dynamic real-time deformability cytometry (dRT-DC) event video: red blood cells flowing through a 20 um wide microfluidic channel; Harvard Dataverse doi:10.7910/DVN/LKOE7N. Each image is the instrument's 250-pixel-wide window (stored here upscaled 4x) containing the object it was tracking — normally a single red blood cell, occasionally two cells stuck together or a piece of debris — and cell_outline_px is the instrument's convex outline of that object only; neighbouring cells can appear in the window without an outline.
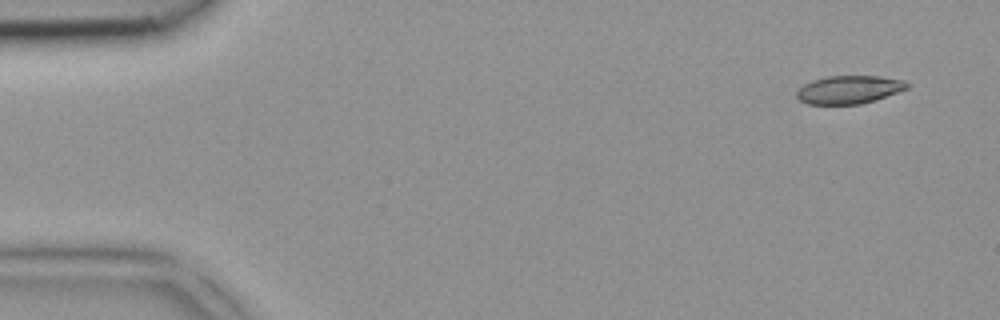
{"species": "common noctule bat (a hibernating species)", "species_latin": "Nyctalus noctula", "temperature_condition": "room temperature", "stored_images_in_passage": 4, "camera_frame_rate_fps": 3000, "um_per_image_px": 0.085, "animal": {"sex": "female", "body_mass_g": 18.4}, "frame": {"image": 1, "passage_image": 1, "time_ms": 0.0, "image_size_px": [1000, 320], "cell_outline_px": [[908, 88], [876, 100], [860, 104], [808, 104], [800, 100], [796, 96], [796, 92], [804, 84], [812, 80], [828, 76], [880, 76], [904, 80], [908, 84]], "centroid_in_image_um": [72.17, 7.62], "position_along_channel_um": 12.8, "area_um2": 18.03}}
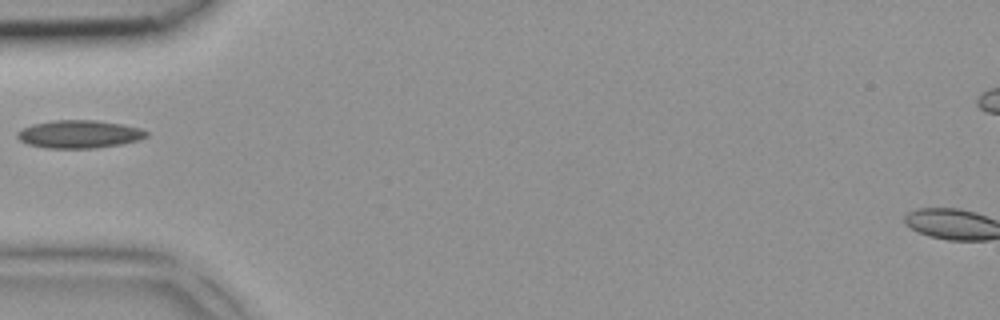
{"frame": {"image": 2, "passage_image": 4, "time_ms": 1.0, "image_size_px": [1000, 320], "cell_outline_px": [[148, 136], [136, 140], [120, 144], [96, 148], [48, 148], [28, 144], [20, 140], [16, 136], [16, 132], [32, 124], [52, 120], [96, 120], [120, 124], [140, 128], [148, 132]], "centroid_in_image_um": [6.71, 11.4], "position_along_channel_um": 78.3, "area_um2": 20.87}}